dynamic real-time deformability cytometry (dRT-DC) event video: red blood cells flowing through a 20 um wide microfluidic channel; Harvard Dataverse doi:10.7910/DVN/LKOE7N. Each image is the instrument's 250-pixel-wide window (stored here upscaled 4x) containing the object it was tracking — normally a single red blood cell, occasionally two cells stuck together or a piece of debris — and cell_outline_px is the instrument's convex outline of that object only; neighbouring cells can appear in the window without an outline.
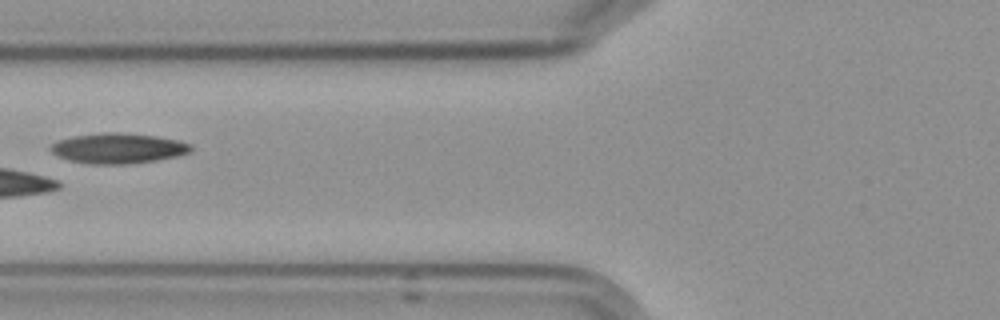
{"species": "Egyptian fruit bat (a non-hibernating species)", "species_latin": "Rousettus aegyptiacus", "temperature_condition": "cold", "stored_images_in_passage": 7, "camera_frame_rate_fps": 3000, "um_per_image_px": 0.085, "frame": {"image": 1, "passage_image": 7, "time_ms": 6.667, "image_size_px": [1000, 320], "cell_outline_px": [[192, 148], [188, 152], [176, 156], [152, 160], [124, 164], [92, 164], [72, 160], [60, 156], [52, 152], [52, 144], [60, 140], [72, 136], [100, 132], [116, 132], [156, 136], [180, 140], [192, 144]], "centroid_in_image_um": [10.07, 12.58], "position_along_channel_um": 115.7, "area_um2": 24.28}}